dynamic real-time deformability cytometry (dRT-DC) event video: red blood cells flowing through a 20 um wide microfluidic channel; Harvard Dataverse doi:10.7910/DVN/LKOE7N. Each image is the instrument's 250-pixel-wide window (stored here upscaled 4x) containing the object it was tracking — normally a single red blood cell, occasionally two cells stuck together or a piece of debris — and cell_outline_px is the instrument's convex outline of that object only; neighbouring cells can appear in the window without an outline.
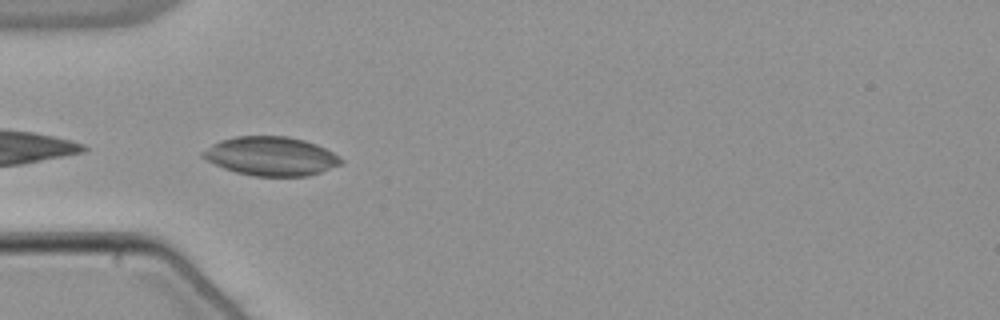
{"species": "common noctule bat (a hibernating species)", "species_latin": "Nyctalus noctula", "temperature_condition": "warm", "stored_images_in_passage": 34, "camera_frame_rate_fps": 3000, "um_per_image_px": 0.085, "animal": {"sex": "male", "body_mass_g": 21.5, "forearm_length_mm": 52.0}, "frame": {"image": 1, "passage_image": 1, "time_ms": 0.0, "image_size_px": [1000, 320], "cell_outline_px": [[344, 164], [308, 176], [252, 176], [236, 172], [224, 168], [200, 156], [200, 152], [212, 144], [220, 140], [236, 136], [288, 136], [304, 140], [316, 144], [340, 156], [344, 160]], "centroid_in_image_um": [23.05, 13.27], "position_along_channel_um": 61.9, "area_um2": 31.44}}
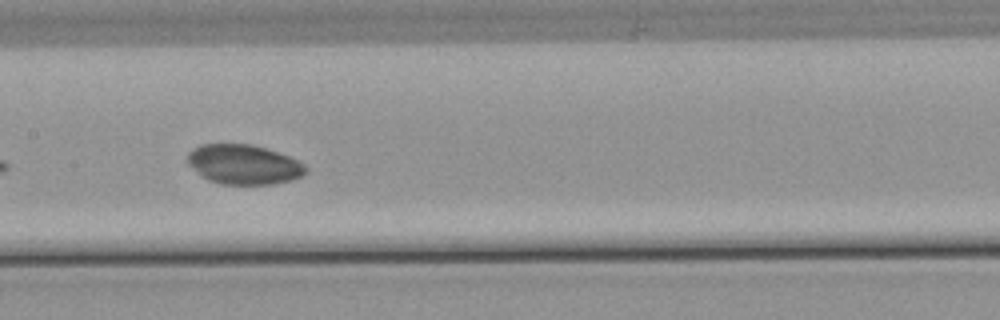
{"frame": {"image": 2, "passage_image": 11, "time_ms": 3.333, "image_size_px": [1000, 320], "cell_outline_px": [[308, 172], [292, 180], [272, 184], [220, 184], [208, 180], [200, 176], [188, 164], [188, 152], [192, 148], [200, 144], [252, 144], [288, 156], [304, 164], [308, 168]], "centroid_in_image_um": [20.69, 13.98], "position_along_channel_um": 186.7, "area_um2": 27.4}}
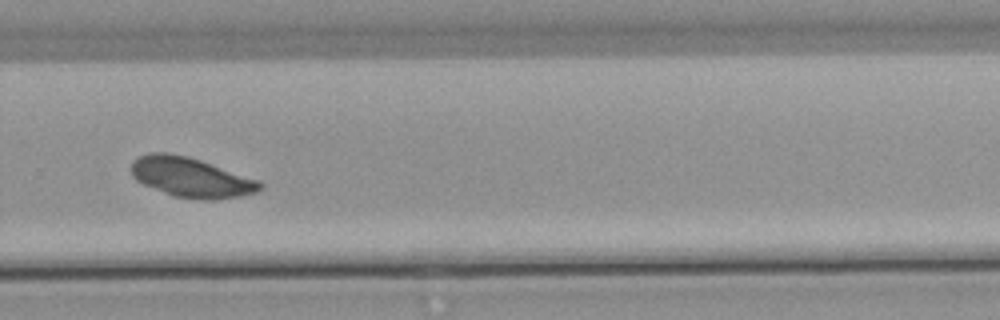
{"frame": {"image": 3, "passage_image": 21, "time_ms": 6.667, "image_size_px": [1000, 320], "cell_outline_px": [[264, 188], [256, 192], [240, 196], [212, 200], [204, 200], [176, 196], [164, 192], [144, 184], [136, 180], [132, 176], [132, 160], [148, 152], [168, 152], [188, 156], [260, 180], [264, 184]], "centroid_in_image_um": [16.26, 15.06], "position_along_channel_um": 313.5, "area_um2": 29.82}, "authors_computed_cell_mechanics": {"area_um2": 28.4954, "velocity_mm_per_s": 3.823, "shape_relaxation_time_tau1_ms": 0.8649, "shape_relaxation_time_tau2_ms": null, "deformation_change_tau1": 0.0393, "deformation_change_tau2": null}}